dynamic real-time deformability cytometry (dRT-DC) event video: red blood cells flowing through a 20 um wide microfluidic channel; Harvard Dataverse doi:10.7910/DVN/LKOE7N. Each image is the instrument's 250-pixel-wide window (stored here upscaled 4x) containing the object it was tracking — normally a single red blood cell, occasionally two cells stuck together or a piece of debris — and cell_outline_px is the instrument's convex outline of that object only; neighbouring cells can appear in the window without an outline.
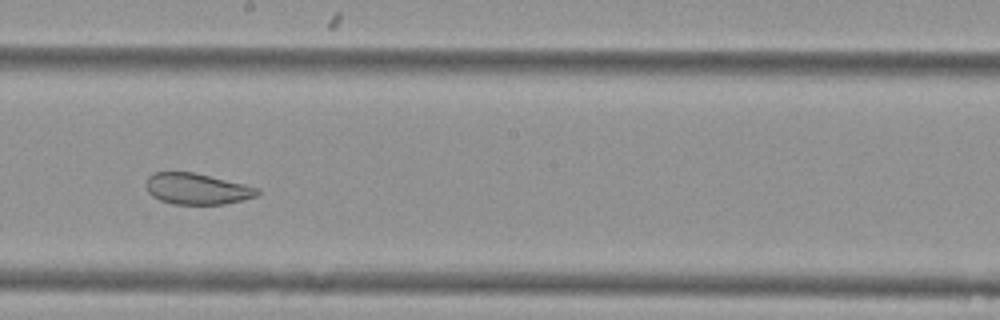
{"species": "Egyptian fruit bat (a non-hibernating species)", "species_latin": "Rousettus aegyptiacus", "temperature_condition": "cold", "stored_images_in_passage": 26, "camera_frame_rate_fps": 3000, "um_per_image_px": 0.085, "animal": {"sex": "female"}, "frame": {"image": 1, "passage_image": 20, "time_ms": 6.333, "image_size_px": [1000, 320], "cell_outline_px": [[260, 192], [256, 196], [224, 204], [172, 204], [160, 200], [152, 196], [148, 192], [148, 176], [156, 172], [196, 172], [260, 188]], "centroid_in_image_um": [16.76, 16.05], "position_along_channel_um": 231.4, "area_um2": 20.06}}